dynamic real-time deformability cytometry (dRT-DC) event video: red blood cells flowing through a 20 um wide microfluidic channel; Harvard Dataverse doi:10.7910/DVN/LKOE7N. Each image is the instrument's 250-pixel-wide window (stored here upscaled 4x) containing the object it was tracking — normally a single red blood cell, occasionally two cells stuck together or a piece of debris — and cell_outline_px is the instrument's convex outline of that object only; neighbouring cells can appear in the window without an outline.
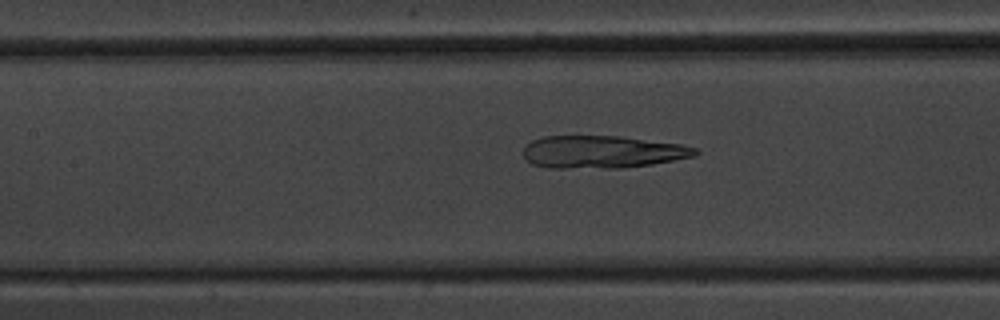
{"species": "common noctule bat (a hibernating species)", "species_latin": "Nyctalus noctula", "temperature_condition": "warm", "stored_images_in_passage": 40, "camera_frame_rate_fps": 3000, "um_per_image_px": 0.085, "animal": {"sex": "male", "body_mass_g": 20.1, "forearm_length_mm": 53.5}, "frame": {"image": 1, "passage_image": 16, "time_ms": 5.0, "image_size_px": [1000, 320], "cell_outline_px": [[696, 152], [688, 156], [648, 164], [536, 164], [528, 160], [524, 156], [524, 148], [528, 144], [536, 140], [548, 136], [612, 136], [676, 144], [692, 148]], "centroid_in_image_um": [51.14, 12.81], "position_along_channel_um": 156.3, "area_um2": 28.55}}
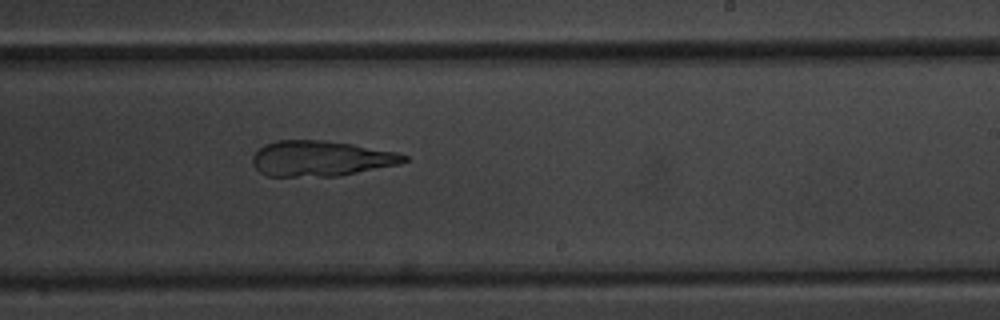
{"frame": {"image": 2, "passage_image": 24, "time_ms": 7.667, "image_size_px": [1000, 320], "cell_outline_px": [[408, 160], [392, 164], [332, 176], [272, 176], [256, 168], [256, 152], [260, 148], [268, 144], [280, 140], [312, 140], [348, 144], [392, 152], [408, 156]], "centroid_in_image_um": [27.22, 13.46], "position_along_channel_um": 261.8, "area_um2": 29.36}}
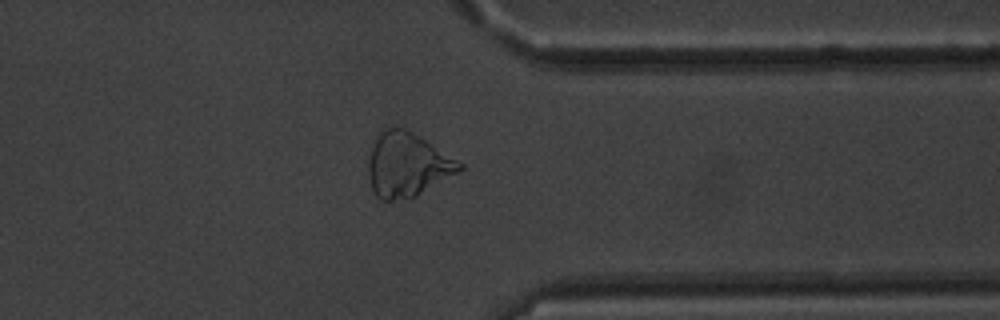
{"frame": {"image": 3, "passage_image": 33, "time_ms": 10.667, "image_size_px": [1000, 320], "cell_outline_px": [[464, 168], [412, 196], [388, 200], [384, 200], [376, 192], [372, 184], [372, 152], [380, 136], [384, 132], [392, 128], [396, 128], [408, 132], [428, 144], [460, 164]], "centroid_in_image_um": [34.63, 14.05], "position_along_channel_um": 376.8, "area_um2": 30.23}}